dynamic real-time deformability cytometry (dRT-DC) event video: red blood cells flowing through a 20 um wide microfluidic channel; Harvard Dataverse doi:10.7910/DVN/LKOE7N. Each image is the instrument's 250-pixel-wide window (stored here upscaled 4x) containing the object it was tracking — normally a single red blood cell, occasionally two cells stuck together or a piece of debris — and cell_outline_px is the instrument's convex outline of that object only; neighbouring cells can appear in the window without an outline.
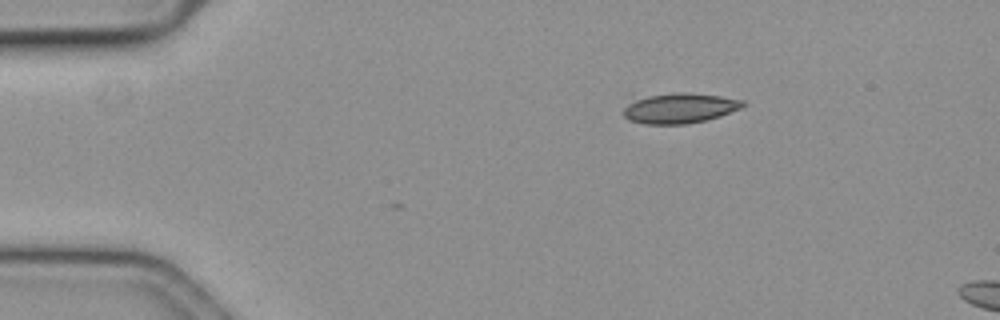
{"species": "common noctule bat (a hibernating species)", "species_latin": "Nyctalus noctula", "temperature_condition": "cold", "stored_images_in_passage": 6, "camera_frame_rate_fps": 3000, "um_per_image_px": 0.085, "animal": {"sex": "female", "body_mass_g": 19.3, "forearm_length_mm": 54.1}, "frame": {"image": 1, "passage_image": 1, "time_ms": 0.0, "image_size_px": [1000, 320], "cell_outline_px": [[744, 104], [740, 108], [720, 116], [708, 120], [688, 124], [644, 124], [628, 120], [624, 116], [624, 108], [628, 92], [688, 92], [720, 96], [744, 100]], "centroid_in_image_um": [57.53, 9.13], "position_along_channel_um": 27.5, "area_um2": 22.54}}